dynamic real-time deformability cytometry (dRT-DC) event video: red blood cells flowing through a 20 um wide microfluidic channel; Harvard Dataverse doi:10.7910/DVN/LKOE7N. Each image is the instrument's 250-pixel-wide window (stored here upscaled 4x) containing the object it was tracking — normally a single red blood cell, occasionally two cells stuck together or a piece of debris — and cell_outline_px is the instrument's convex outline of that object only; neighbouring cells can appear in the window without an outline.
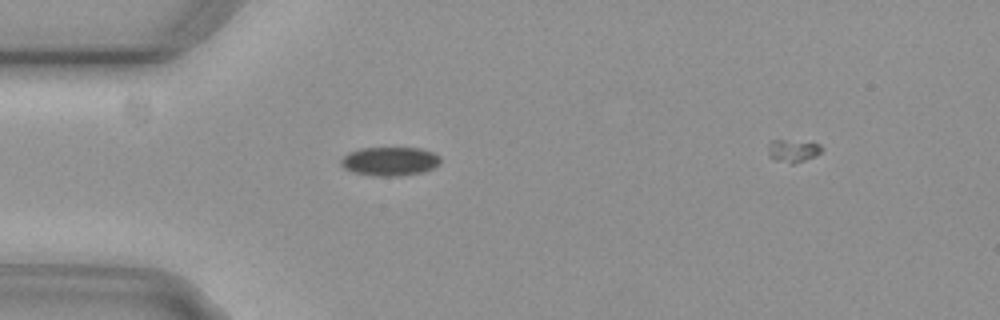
{"species": "common noctule bat (a hibernating species)", "species_latin": "Nyctalus noctula", "temperature_condition": "cold", "stored_images_in_passage": 2, "camera_frame_rate_fps": 3000, "um_per_image_px": 0.085, "animal": {"sex": "female", "body_mass_g": 29.2, "forearm_length_mm": 56.3}, "frame": {"image": 1, "passage_image": 1, "time_ms": 0.0, "image_size_px": [1000, 320], "cell_outline_px": [[440, 164], [432, 168], [420, 172], [400, 176], [376, 176], [356, 172], [344, 168], [340, 164], [340, 160], [348, 152], [360, 148], [420, 148], [432, 152], [440, 156]], "centroid_in_image_um": [33.13, 13.7], "position_along_channel_um": 51.9, "area_um2": 16.59}}